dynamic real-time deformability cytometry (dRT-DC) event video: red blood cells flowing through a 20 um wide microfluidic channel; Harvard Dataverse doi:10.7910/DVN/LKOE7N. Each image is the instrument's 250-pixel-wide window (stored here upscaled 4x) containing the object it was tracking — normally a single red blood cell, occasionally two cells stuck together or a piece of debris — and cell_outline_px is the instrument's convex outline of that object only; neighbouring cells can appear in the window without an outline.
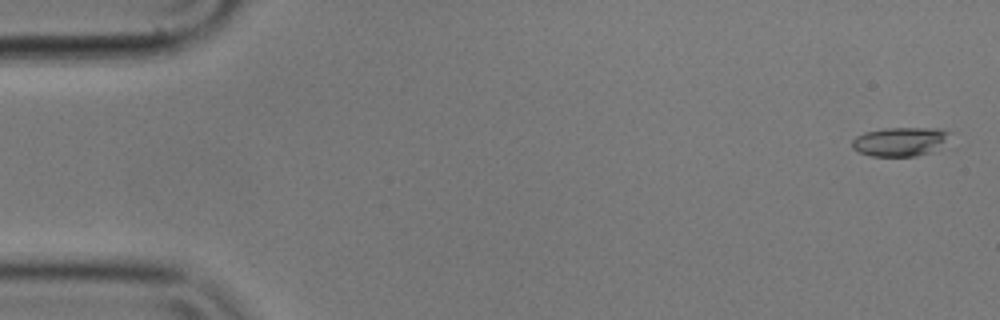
{"species": "common noctule bat (a hibernating species)", "species_latin": "Nyctalus noctula", "temperature_condition": "cold", "stored_images_in_passage": 5, "camera_frame_rate_fps": 3000, "um_per_image_px": 0.085, "animal": {"sex": "male", "body_mass_g": 17.9}, "frame": {"image": 1, "passage_image": 1, "time_ms": 0.0, "image_size_px": [1000, 320], "cell_outline_px": [[952, 132], [948, 144], [932, 152], [916, 156], [872, 156], [860, 152], [852, 148], [852, 140], [856, 136], [864, 132], [884, 128], [940, 128]], "centroid_in_image_um": [76.6, 12.03], "position_along_channel_um": 8.4, "area_um2": 16.94}}
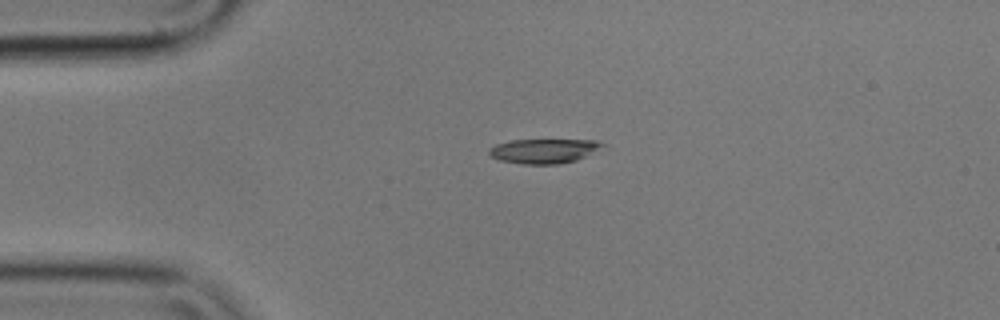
{"frame": {"image": 2, "passage_image": 4, "time_ms": 1.0, "image_size_px": [1000, 320], "cell_outline_px": [[608, 144], [576, 160], [560, 164], [520, 164], [500, 160], [492, 156], [488, 152], [488, 148], [496, 144], [512, 140], [596, 140]], "centroid_in_image_um": [46.21, 12.83], "position_along_channel_um": 38.8, "area_um2": 16.13}}